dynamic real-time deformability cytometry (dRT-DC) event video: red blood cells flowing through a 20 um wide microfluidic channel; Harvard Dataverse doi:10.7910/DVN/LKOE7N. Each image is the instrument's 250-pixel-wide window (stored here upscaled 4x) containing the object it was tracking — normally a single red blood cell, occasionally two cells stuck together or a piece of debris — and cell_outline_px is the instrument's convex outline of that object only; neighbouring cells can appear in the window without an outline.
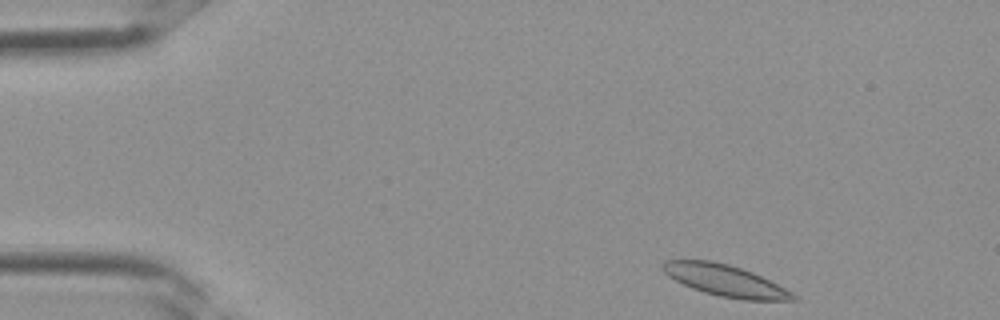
{"species": "Egyptian fruit bat (a non-hibernating species)", "species_latin": "Rousettus aegyptiacus", "temperature_condition": "room temperature", "stored_images_in_passage": 4, "segment_of_instrument_passage": [2, 2], "camera_frame_rate_fps": 3000, "um_per_image_px": 0.085, "frame": {"image": 1, "passage_image": 4, "time_ms": 1.0, "image_size_px": [1000, 320], "cell_outline_px": [[796, 300], [744, 300], [720, 296], [704, 292], [692, 288], [668, 276], [660, 268], [668, 260], [712, 260], [728, 264], [752, 272], [792, 292], [796, 296]], "centroid_in_image_um": [61.62, 23.84], "position_along_channel_um": 23.4, "area_um2": 23.47}}